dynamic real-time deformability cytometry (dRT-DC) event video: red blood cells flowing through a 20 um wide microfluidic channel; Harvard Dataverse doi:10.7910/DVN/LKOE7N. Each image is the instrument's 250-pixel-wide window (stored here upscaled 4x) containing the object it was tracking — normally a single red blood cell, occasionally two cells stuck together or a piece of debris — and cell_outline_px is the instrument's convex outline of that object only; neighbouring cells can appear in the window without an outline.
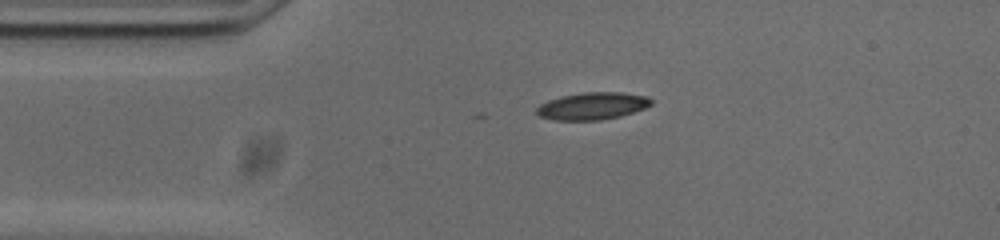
{"species": "common noctule bat (a hibernating species)", "species_latin": "Nyctalus noctula", "temperature_condition": "cold", "stored_images_in_passage": 3, "camera_frame_rate_fps": 3000, "um_per_image_px": 0.085, "animal": {"sex": "male", "body_mass_g": 20.0, "forearm_length_mm": 53.3}, "frame": {"image": 1, "passage_image": 1, "time_ms": 0.0, "image_size_px": [1000, 240], "cell_outline_px": [[652, 104], [644, 108], [620, 116], [600, 120], [552, 120], [540, 116], [536, 112], [536, 108], [540, 104], [548, 100], [564, 96], [584, 92], [620, 92], [648, 96], [652, 100]], "centroid_in_image_um": [50.35, 9.01], "position_along_channel_um": 34.6, "area_um2": 18.09}}